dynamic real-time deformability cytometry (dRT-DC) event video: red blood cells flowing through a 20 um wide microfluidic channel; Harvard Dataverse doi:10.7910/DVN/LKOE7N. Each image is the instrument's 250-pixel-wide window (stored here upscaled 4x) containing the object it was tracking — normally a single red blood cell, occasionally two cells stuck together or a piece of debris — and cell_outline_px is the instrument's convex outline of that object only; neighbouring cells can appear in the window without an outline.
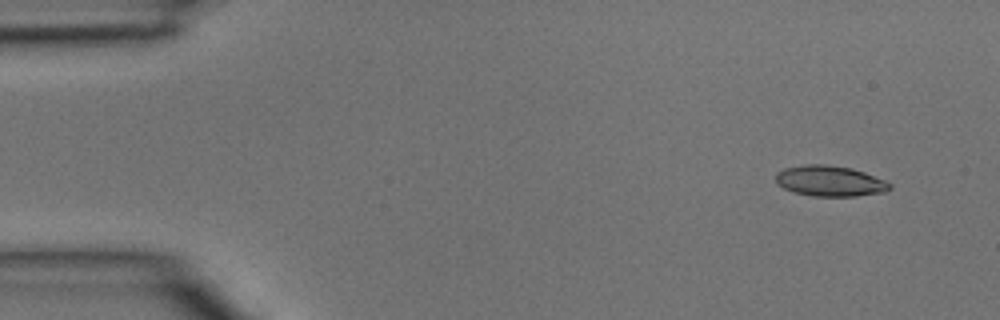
{"species": "common noctule bat (a hibernating species)", "species_latin": "Nyctalus noctula", "temperature_condition": "room temperature", "stored_images_in_passage": 3, "camera_frame_rate_fps": 3000, "um_per_image_px": 0.085, "animal": {"sex": "male", "body_mass_g": 15.6}, "frame": {"image": 1, "passage_image": 1, "time_ms": 0.0, "image_size_px": [1000, 320], "cell_outline_px": [[892, 188], [884, 192], [856, 196], [812, 196], [796, 192], [784, 188], [776, 184], [776, 172], [784, 168], [804, 164], [824, 164], [852, 168], [864, 172], [884, 180], [892, 184]], "centroid_in_image_um": [70.53, 15.38], "position_along_channel_um": 14.5, "area_um2": 20.4}}
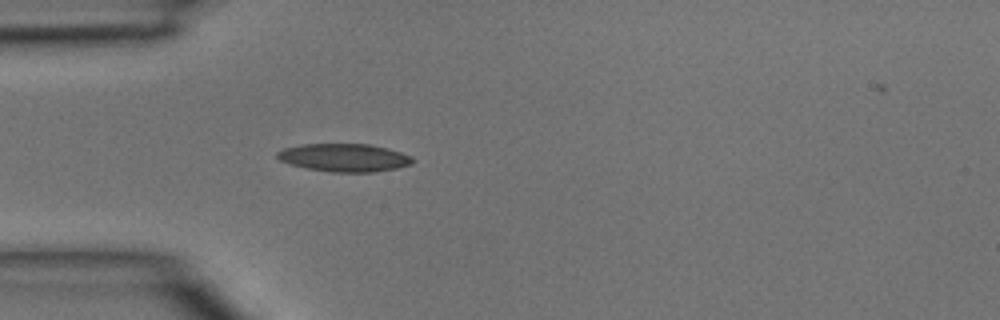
{"frame": {"image": 2, "passage_image": 3, "time_ms": 0.667, "image_size_px": [1000, 320], "cell_outline_px": [[416, 160], [412, 164], [396, 168], [372, 172], [332, 172], [308, 168], [292, 164], [280, 160], [276, 156], [276, 152], [284, 148], [300, 144], [368, 144], [388, 148], [412, 156]], "centroid_in_image_um": [29.29, 13.39], "position_along_channel_um": 55.7, "area_um2": 22.02}}